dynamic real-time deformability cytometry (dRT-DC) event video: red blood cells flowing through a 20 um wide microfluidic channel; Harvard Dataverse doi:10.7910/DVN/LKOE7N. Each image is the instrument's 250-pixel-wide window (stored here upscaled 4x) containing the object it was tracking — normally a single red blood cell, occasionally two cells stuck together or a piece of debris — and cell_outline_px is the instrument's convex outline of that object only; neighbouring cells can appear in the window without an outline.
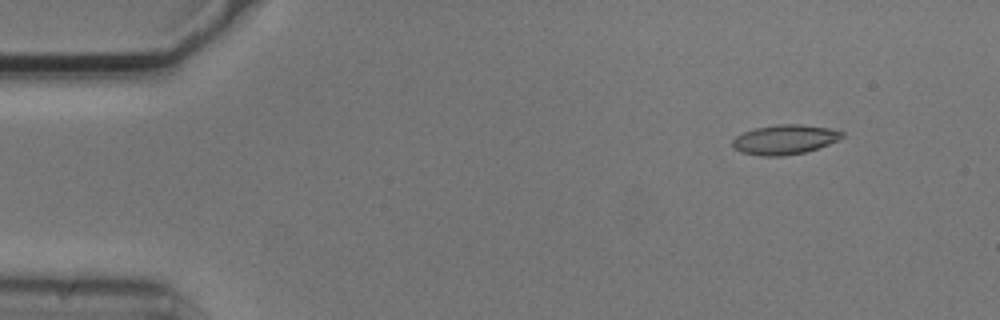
{"species": "common noctule bat (a hibernating species)", "species_latin": "Nyctalus noctula", "temperature_condition": "cold", "stored_images_in_passage": 4, "camera_frame_rate_fps": 3000, "um_per_image_px": 0.085, "animal": {"sex": "male", "body_mass_g": 20.5, "forearm_length_mm": 52.5}, "frame": {"image": 1, "passage_image": 1, "time_ms": 0.0, "image_size_px": [1000, 320], "cell_outline_px": [[844, 136], [828, 144], [804, 152], [784, 156], [760, 156], [740, 152], [732, 148], [732, 140], [736, 136], [744, 132], [756, 128], [780, 124], [800, 124], [828, 128], [844, 132]], "centroid_in_image_um": [66.65, 11.87], "position_along_channel_um": 18.3, "area_um2": 18.79}}
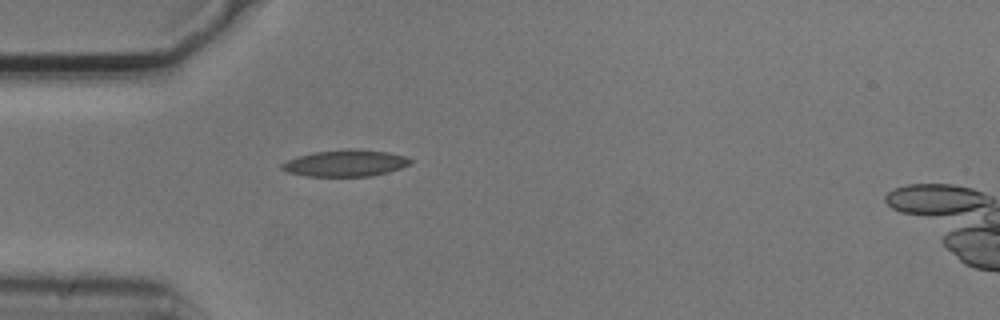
{"frame": {"image": 2, "passage_image": 4, "time_ms": 1.0, "image_size_px": [1000, 320], "cell_outline_px": [[412, 164], [388, 172], [372, 176], [308, 176], [288, 172], [280, 168], [280, 164], [288, 160], [300, 156], [316, 152], [348, 148], [360, 148], [388, 152], [404, 156], [412, 160]], "centroid_in_image_um": [29.4, 13.86], "position_along_channel_um": 55.6, "area_um2": 19.94}}